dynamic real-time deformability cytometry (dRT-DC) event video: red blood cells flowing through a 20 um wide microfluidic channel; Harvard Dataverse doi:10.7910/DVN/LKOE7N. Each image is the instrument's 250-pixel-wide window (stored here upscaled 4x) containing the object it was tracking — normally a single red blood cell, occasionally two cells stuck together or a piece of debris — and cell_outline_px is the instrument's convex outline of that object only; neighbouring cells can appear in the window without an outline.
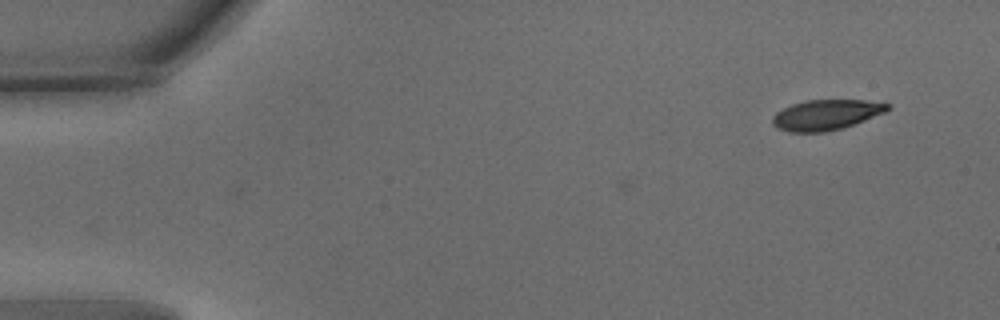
{"species": "common noctule bat (a hibernating species)", "species_latin": "Nyctalus noctula", "temperature_condition": "warm", "stored_images_in_passage": 49, "camera_frame_rate_fps": 3000, "um_per_image_px": 0.085, "animal": {"sex": "male", "body_mass_g": 15.6}, "frame": {"image": 1, "passage_image": 1, "time_ms": 0.0, "image_size_px": [1000, 320], "cell_outline_px": [[892, 108], [884, 112], [844, 128], [824, 132], [788, 132], [772, 124], [772, 116], [776, 112], [792, 104], [804, 100], [864, 100], [892, 104]], "centroid_in_image_um": [70.22, 9.75], "position_along_channel_um": 14.8, "area_um2": 20.35}}
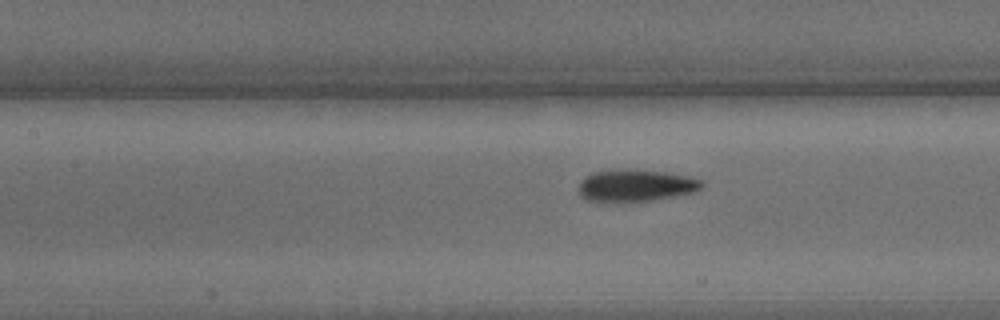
{"frame": {"image": 2, "passage_image": 22, "time_ms": 7.0, "image_size_px": [1000, 320], "cell_outline_px": [[704, 188], [696, 192], [648, 200], [584, 200], [580, 196], [580, 180], [584, 176], [592, 172], [668, 172], [688, 176], [704, 180]], "centroid_in_image_um": [54.12, 15.78], "position_along_channel_um": 153.3, "area_um2": 21.79}}
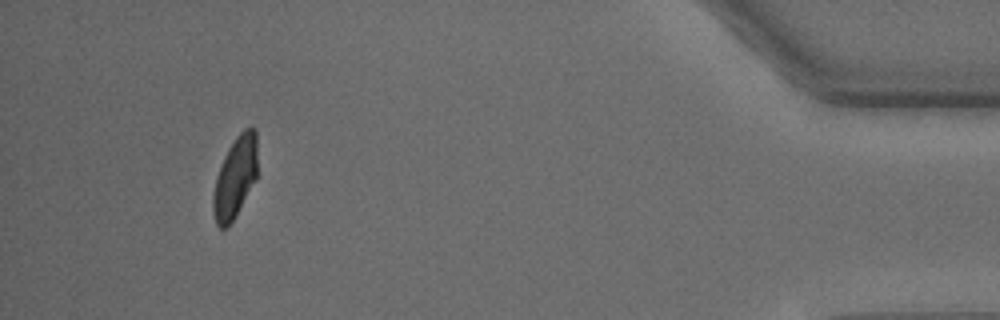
{"frame": {"image": 3, "passage_image": 49, "time_ms": 16.0, "image_size_px": [1000, 320], "cell_outline_px": [[256, 180], [228, 228], [220, 228], [216, 224], [212, 212], [212, 196], [216, 176], [220, 164], [228, 148], [236, 136], [244, 128], [252, 124], [256, 128]], "centroid_in_image_um": [19.97, 15.06], "position_along_channel_um": 415.2, "area_um2": 21.21}, "authors_computed_cell_mechanics": {"area_um2": 21.9062, "velocity_mm_per_s": 3.6234, "shape_relaxation_time_tau1_ms": 3.5895, "shape_relaxation_time_tau2_ms": 1.3451, "deformation_change_tau1": 0.1592, "deformation_change_tau2": 0.0677}}